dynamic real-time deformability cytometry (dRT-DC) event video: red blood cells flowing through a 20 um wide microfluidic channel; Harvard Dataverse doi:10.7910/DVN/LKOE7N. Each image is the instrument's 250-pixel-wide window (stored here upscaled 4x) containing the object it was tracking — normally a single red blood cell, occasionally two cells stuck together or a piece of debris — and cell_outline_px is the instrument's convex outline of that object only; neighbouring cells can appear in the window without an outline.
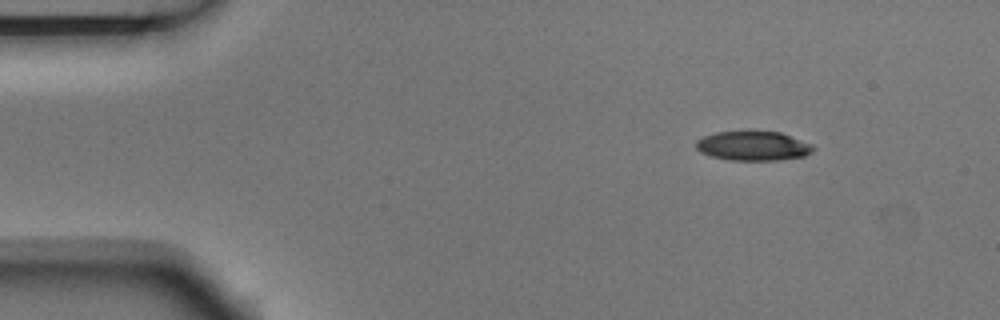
{"species": "Egyptian fruit bat (a non-hibernating species)", "species_latin": "Rousettus aegyptiacus", "temperature_condition": "room temperature", "stored_images_in_passage": 5, "camera_frame_rate_fps": 3000, "um_per_image_px": 0.085, "animal": {"sex": "male"}, "frame": {"image": 1, "passage_image": 1, "time_ms": 0.0, "image_size_px": [1000, 320], "cell_outline_px": [[816, 148], [812, 152], [804, 156], [776, 160], [728, 160], [712, 156], [700, 152], [696, 148], [696, 140], [704, 136], [716, 132], [780, 132], [812, 144]], "centroid_in_image_um": [64.02, 12.41], "position_along_channel_um": 21.0, "area_um2": 19.88}}
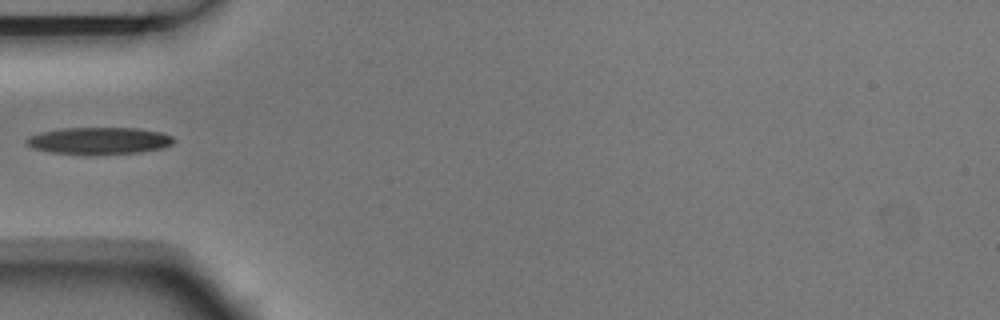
{"frame": {"image": 2, "passage_image": 4, "time_ms": 1.0, "image_size_px": [1000, 320], "cell_outline_px": [[176, 140], [172, 144], [164, 148], [140, 152], [52, 152], [32, 148], [28, 144], [28, 136], [40, 132], [64, 128], [136, 128], [160, 132], [172, 136]], "centroid_in_image_um": [8.48, 11.92], "position_along_channel_um": 76.5, "area_um2": 22.2}}
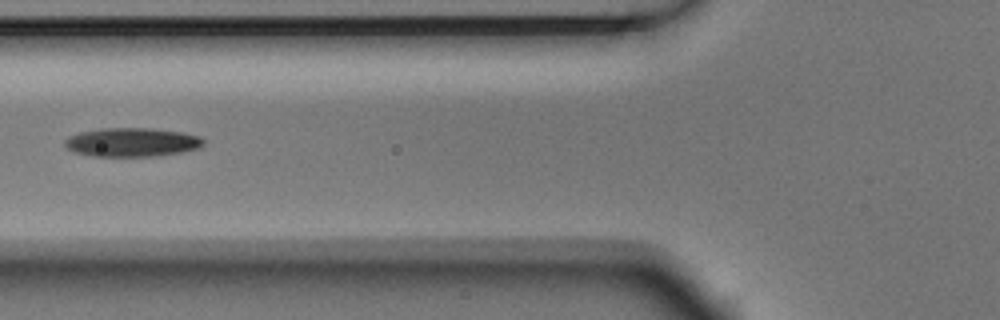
{"frame": {"image": 3, "passage_image": 5, "time_ms": 1.333, "image_size_px": [1000, 320], "cell_outline_px": [[204, 144], [200, 148], [160, 156], [92, 156], [72, 152], [64, 144], [64, 140], [68, 136], [80, 132], [104, 128], [148, 128], [180, 132], [200, 136], [204, 140]], "centroid_in_image_um": [11.2, 12.09], "position_along_channel_um": 114.6, "area_um2": 23.35}}